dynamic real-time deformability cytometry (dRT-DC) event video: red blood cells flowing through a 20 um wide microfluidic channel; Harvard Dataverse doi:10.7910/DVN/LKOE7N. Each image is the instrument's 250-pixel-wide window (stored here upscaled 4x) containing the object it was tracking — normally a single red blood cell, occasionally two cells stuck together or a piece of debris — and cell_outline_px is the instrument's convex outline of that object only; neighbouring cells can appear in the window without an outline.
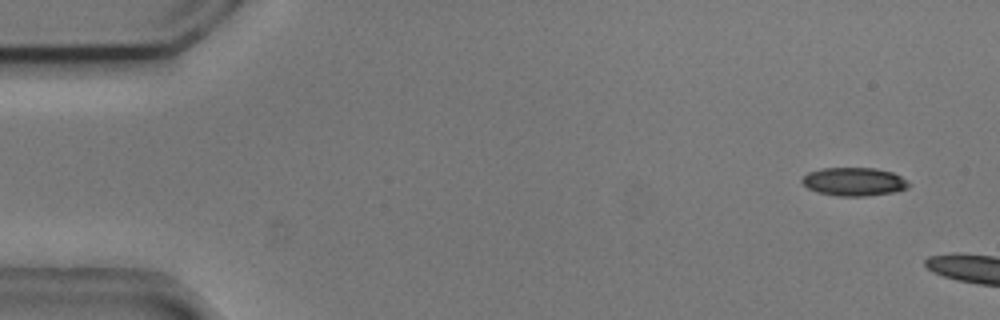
{"species": "common noctule bat (a hibernating species)", "species_latin": "Nyctalus noctula", "temperature_condition": "cold", "stored_images_in_passage": 3, "camera_frame_rate_fps": 3000, "um_per_image_px": 0.085, "animal": {"sex": "male", "body_mass_g": 20.5, "forearm_length_mm": 52.5}, "frame": {"image": 1, "passage_image": 1, "time_ms": 0.0, "image_size_px": [1000, 320], "cell_outline_px": [[908, 188], [892, 192], [864, 196], [836, 196], [816, 192], [808, 188], [800, 180], [808, 172], [820, 168], [876, 168], [892, 172], [900, 176], [908, 184]], "centroid_in_image_um": [72.53, 15.44], "position_along_channel_um": 12.5, "area_um2": 17.51}}